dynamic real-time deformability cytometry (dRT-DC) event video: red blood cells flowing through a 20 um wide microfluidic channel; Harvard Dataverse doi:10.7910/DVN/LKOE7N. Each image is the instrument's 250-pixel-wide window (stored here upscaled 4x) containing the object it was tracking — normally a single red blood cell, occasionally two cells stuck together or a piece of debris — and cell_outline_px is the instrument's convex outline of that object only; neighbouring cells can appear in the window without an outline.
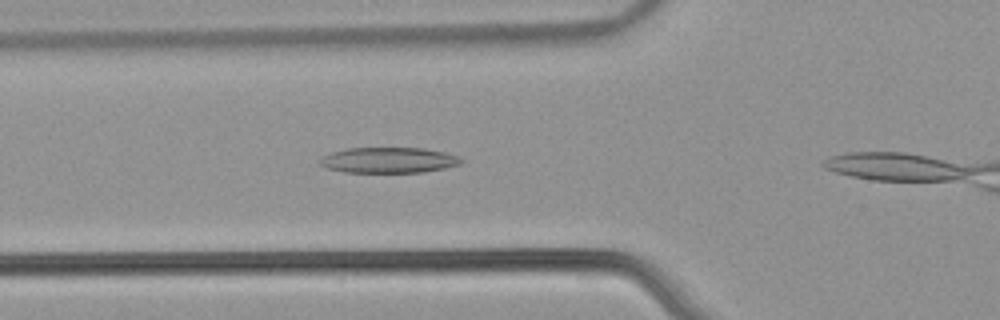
{"species": "common noctule bat (a hibernating species)", "species_latin": "Nyctalus noctula", "temperature_condition": "warm", "stored_images_in_passage": 31, "camera_frame_rate_fps": 3000, "um_per_image_px": 0.085, "animal": {"sex": "male", "body_mass_g": 21.5, "forearm_length_mm": 52.0}, "frame": {"image": 1, "passage_image": 7, "time_ms": 2.0, "image_size_px": [1000, 320], "cell_outline_px": [[464, 160], [460, 164], [444, 168], [424, 172], [344, 172], [324, 168], [316, 164], [316, 160], [332, 152], [348, 148], [424, 148], [444, 152], [456, 156]], "centroid_in_image_um": [32.96, 13.62], "position_along_channel_um": 92.8, "area_um2": 21.21}}
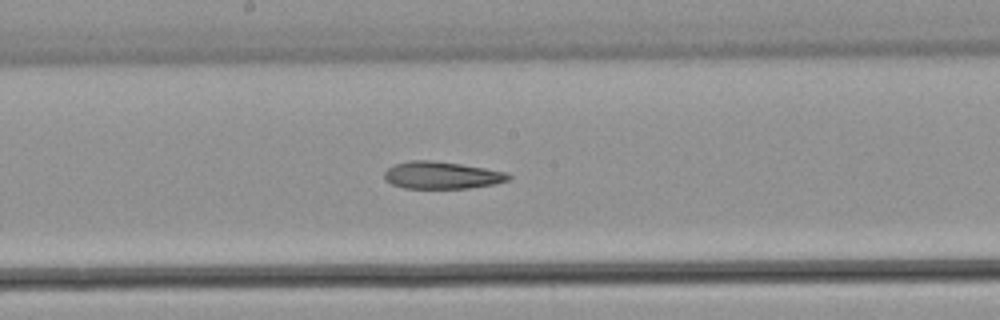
{"frame": {"image": 2, "passage_image": 16, "time_ms": 5.0, "image_size_px": [1000, 320], "cell_outline_px": [[512, 176], [508, 180], [496, 184], [468, 188], [404, 188], [392, 184], [384, 180], [384, 172], [388, 168], [396, 164], [412, 160], [428, 160], [460, 164], [508, 172]], "centroid_in_image_um": [37.56, 14.9], "position_along_channel_um": 210.6, "area_um2": 19.65}}
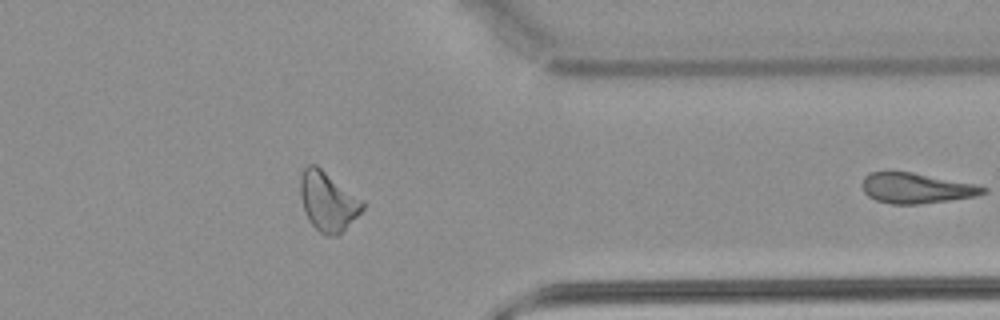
{"frame": {"image": 3, "passage_image": 30, "time_ms": 9.667, "image_size_px": [1000, 320], "cell_outline_px": [[364, 208], [336, 236], [328, 236], [320, 232], [308, 220], [300, 196], [300, 176], [304, 168], [308, 164], [316, 164], [364, 200]], "centroid_in_image_um": [27.86, 17.08], "position_along_channel_um": 383.5, "area_um2": 21.33}}